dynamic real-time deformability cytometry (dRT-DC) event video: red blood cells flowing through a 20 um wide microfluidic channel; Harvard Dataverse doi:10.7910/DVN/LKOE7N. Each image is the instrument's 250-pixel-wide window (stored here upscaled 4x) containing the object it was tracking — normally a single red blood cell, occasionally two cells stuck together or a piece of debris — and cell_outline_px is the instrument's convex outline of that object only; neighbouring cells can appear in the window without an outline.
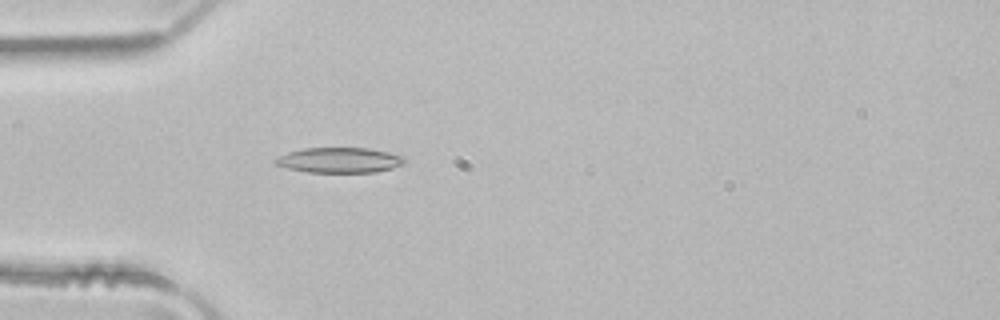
{"species": "common noctule bat (a hibernating species)", "species_latin": "Nyctalus noctula", "temperature_condition": "room temperature", "stored_images_in_passage": 2, "camera_frame_rate_fps": 3000, "um_per_image_px": 0.085, "animal": {"sex": "male", "body_mass_g": 21.5, "forearm_length_mm": 52.0}, "frame": {"image": 1, "passage_image": 2, "time_ms": 0.333, "image_size_px": [1000, 320], "cell_outline_px": [[404, 160], [400, 164], [392, 168], [376, 172], [308, 172], [288, 168], [272, 164], [272, 160], [288, 152], [304, 148], [368, 148], [388, 152], [404, 156]], "centroid_in_image_um": [28.8, 13.61], "position_along_channel_um": 56.2, "area_um2": 18.9}}